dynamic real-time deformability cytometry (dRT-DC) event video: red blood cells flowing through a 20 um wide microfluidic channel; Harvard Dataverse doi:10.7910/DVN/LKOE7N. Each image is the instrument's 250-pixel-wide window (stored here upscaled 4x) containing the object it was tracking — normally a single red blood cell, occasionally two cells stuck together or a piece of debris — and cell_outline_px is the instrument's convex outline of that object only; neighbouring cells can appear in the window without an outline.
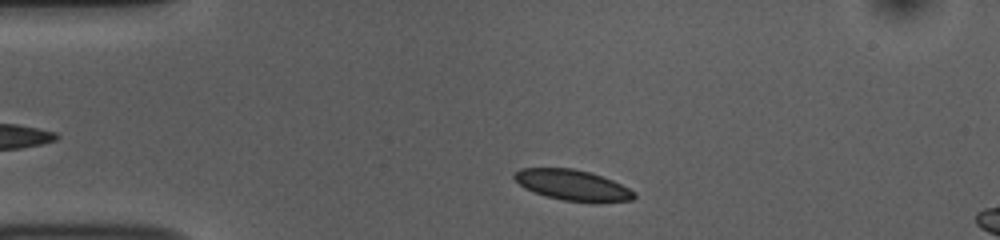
{"species": "common noctule bat (a hibernating species)", "species_latin": "Nyctalus noctula", "temperature_condition": "room temperature", "stored_images_in_passage": 8, "camera_frame_rate_fps": 3000, "um_per_image_px": 0.085, "animal": {"sex": "female", "body_mass_g": 10.0, "forearm_length_mm": 53.1}, "frame": {"image": 1, "passage_image": 3, "time_ms": 0.667, "image_size_px": [1000, 240], "cell_outline_px": [[636, 196], [632, 200], [596, 204], [564, 200], [544, 196], [524, 188], [512, 176], [520, 168], [572, 168], [588, 172], [612, 180], [636, 192]], "centroid_in_image_um": [48.69, 15.76], "position_along_channel_um": 36.3, "area_um2": 21.62}}